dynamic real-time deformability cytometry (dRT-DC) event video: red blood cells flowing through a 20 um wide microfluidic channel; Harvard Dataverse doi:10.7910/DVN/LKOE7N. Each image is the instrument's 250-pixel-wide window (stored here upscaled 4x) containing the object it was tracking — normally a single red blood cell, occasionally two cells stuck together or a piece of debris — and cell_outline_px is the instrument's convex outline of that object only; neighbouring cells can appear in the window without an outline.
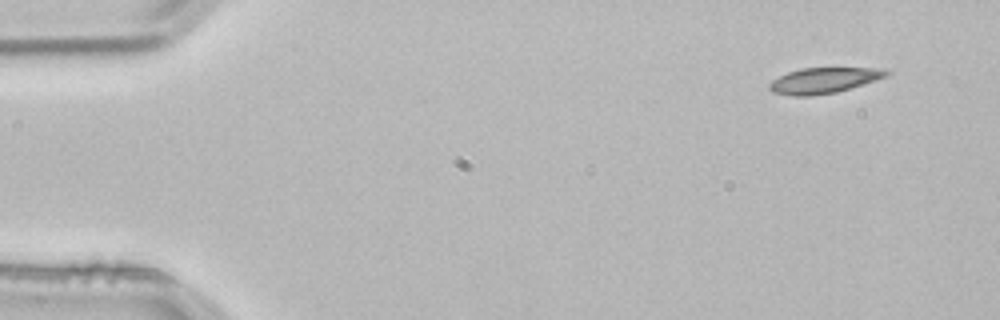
{"species": "common noctule bat (a hibernating species)", "species_latin": "Nyctalus noctula", "temperature_condition": "room temperature", "stored_images_in_passage": 3, "camera_frame_rate_fps": 3000, "um_per_image_px": 0.085, "animal": {"sex": "male", "body_mass_g": 21.5, "forearm_length_mm": 52.0}, "frame": {"image": 1, "passage_image": 1, "time_ms": 0.0, "image_size_px": [1000, 320], "cell_outline_px": [[892, 72], [888, 76], [876, 80], [836, 92], [812, 96], [792, 96], [772, 92], [768, 88], [768, 84], [772, 80], [788, 72], [800, 68], [876, 68]], "centroid_in_image_um": [69.99, 6.84], "position_along_channel_um": 15.0, "area_um2": 17.46}}
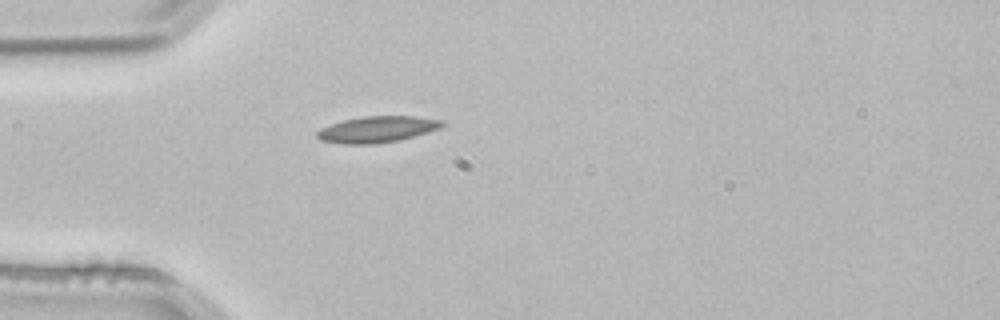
{"frame": {"image": 2, "passage_image": 3, "time_ms": 0.667, "image_size_px": [1000, 320], "cell_outline_px": [[448, 124], [440, 128], [400, 140], [372, 144], [344, 144], [320, 140], [316, 136], [316, 132], [320, 128], [344, 120], [360, 116], [416, 116], [444, 120]], "centroid_in_image_um": [32.09, 10.99], "position_along_channel_um": 52.9, "area_um2": 19.25}}